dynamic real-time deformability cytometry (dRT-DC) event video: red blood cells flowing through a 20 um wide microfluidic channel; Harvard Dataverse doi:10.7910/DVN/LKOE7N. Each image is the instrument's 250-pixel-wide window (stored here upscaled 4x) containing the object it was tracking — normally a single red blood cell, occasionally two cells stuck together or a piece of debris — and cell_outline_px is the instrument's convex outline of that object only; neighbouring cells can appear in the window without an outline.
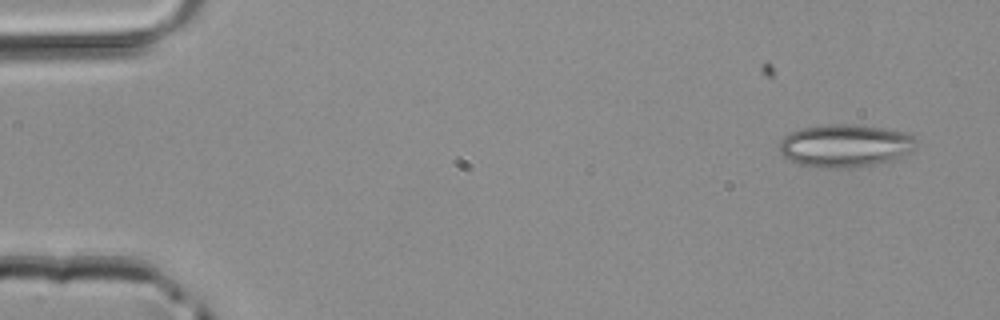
{"species": "common noctule bat (a hibernating species)", "species_latin": "Nyctalus noctula", "temperature_condition": "room temperature", "stored_images_in_passage": 6, "camera_frame_rate_fps": 3000, "um_per_image_px": 0.085, "animal": {"sex": "male", "body_mass_g": 20.4}, "frame": {"image": 1, "passage_image": 2, "time_ms": 0.333, "image_size_px": [1000, 320], "cell_outline_px": [[916, 148], [892, 160], [852, 168], [816, 168], [800, 164], [784, 156], [780, 152], [780, 140], [784, 136], [792, 132], [804, 128], [832, 124], [856, 124], [908, 132], [916, 140]], "centroid_in_image_um": [71.85, 12.38], "position_along_channel_um": 13.2, "area_um2": 33.99}}